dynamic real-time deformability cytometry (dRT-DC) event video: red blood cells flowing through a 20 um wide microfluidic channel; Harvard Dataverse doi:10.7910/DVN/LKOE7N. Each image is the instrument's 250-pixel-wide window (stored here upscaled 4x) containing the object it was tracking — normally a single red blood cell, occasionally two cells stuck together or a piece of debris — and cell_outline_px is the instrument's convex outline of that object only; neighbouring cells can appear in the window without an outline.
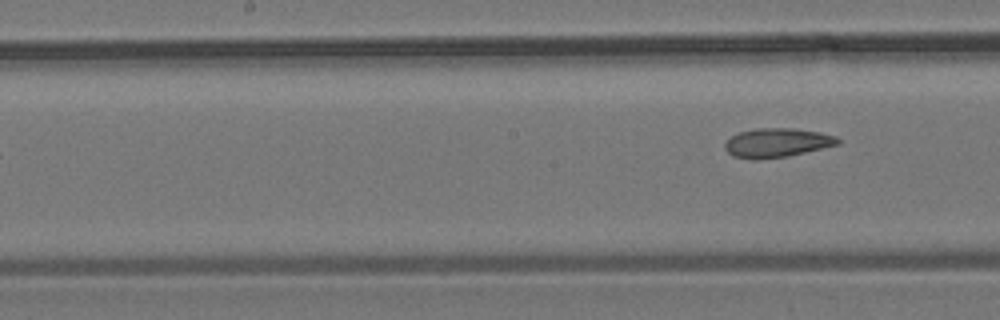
{"species": "common noctule bat (a hibernating species)", "species_latin": "Nyctalus noctula", "temperature_condition": "room temperature", "stored_images_in_passage": 7, "camera_frame_rate_fps": 3000, "um_per_image_px": 0.085, "animal": {"sex": "male", "body_mass_g": 19.2, "forearm_length_mm": 51.8}, "frame": {"image": 1, "passage_image": 7, "time_ms": 7.0, "image_size_px": [1000, 320], "cell_outline_px": [[840, 144], [804, 152], [784, 156], [732, 156], [724, 148], [724, 144], [736, 132], [756, 128], [792, 128], [820, 132], [836, 136], [840, 140]], "centroid_in_image_um": [66.08, 12.07], "position_along_channel_um": 182.1, "area_um2": 18.32}}